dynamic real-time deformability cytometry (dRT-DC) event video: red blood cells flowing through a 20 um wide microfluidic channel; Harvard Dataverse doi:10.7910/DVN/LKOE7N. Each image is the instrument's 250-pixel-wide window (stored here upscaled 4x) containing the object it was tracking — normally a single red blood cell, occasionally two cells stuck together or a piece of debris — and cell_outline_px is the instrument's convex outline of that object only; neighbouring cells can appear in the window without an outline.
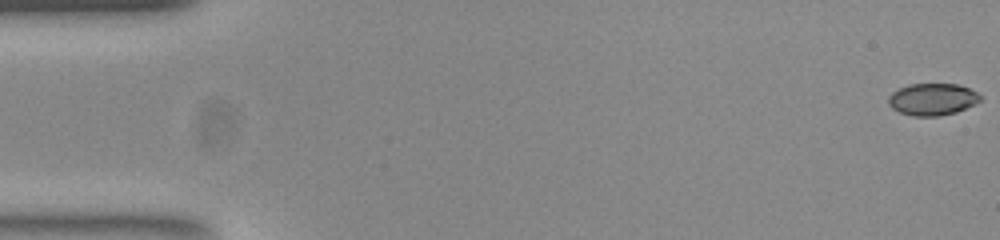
{"species": "common noctule bat (a hibernating species)", "species_latin": "Nyctalus noctula", "temperature_condition": "room temperature", "stored_images_in_passage": 53, "camera_frame_rate_fps": 3000, "um_per_image_px": 0.085, "animal": {"sex": "female", "body_mass_g": 23.0, "forearm_length_mm": 53.4}, "frame": {"image": 1, "passage_image": 1, "time_ms": 0.0, "image_size_px": [1000, 240], "cell_outline_px": [[980, 100], [976, 104], [956, 112], [940, 116], [912, 116], [900, 112], [892, 108], [888, 104], [888, 96], [892, 92], [908, 84], [956, 84], [968, 88], [976, 92], [980, 96]], "centroid_in_image_um": [79.24, 8.44], "position_along_channel_um": 5.8, "area_um2": 17.11}}
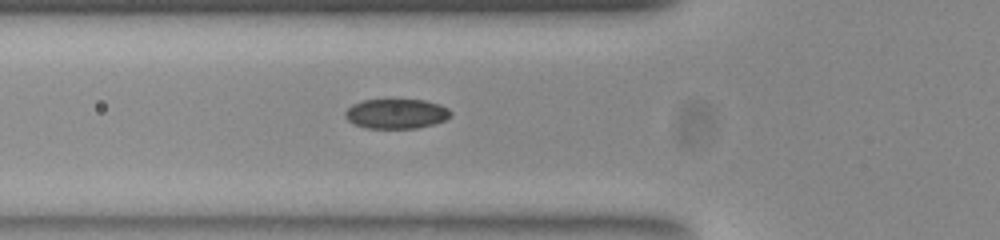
{"frame": {"image": 2, "passage_image": 19, "time_ms": 6.0, "image_size_px": [1000, 240], "cell_outline_px": [[452, 116], [444, 120], [432, 124], [416, 128], [368, 128], [356, 124], [348, 120], [344, 116], [344, 112], [352, 104], [364, 100], [424, 100], [440, 104], [448, 108], [452, 112]], "centroid_in_image_um": [33.7, 9.66], "position_along_channel_um": 92.1, "area_um2": 18.21}}
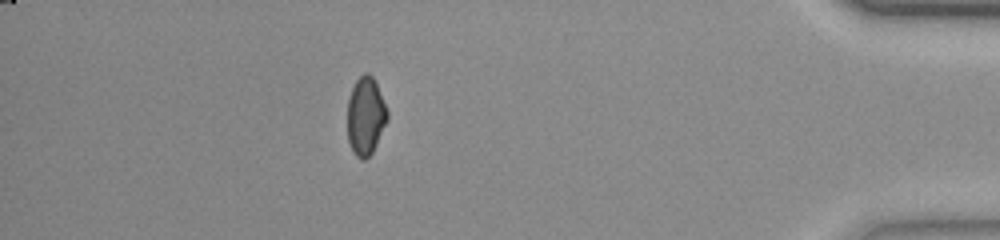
{"frame": {"image": 3, "passage_image": 47, "time_ms": 15.333, "image_size_px": [1000, 240], "cell_outline_px": [[388, 120], [372, 152], [364, 160], [360, 160], [352, 152], [348, 140], [348, 96], [356, 80], [364, 72], [368, 72], [372, 76], [376, 84], [388, 112]], "centroid_in_image_um": [31.06, 9.87], "position_along_channel_um": 404.1, "area_um2": 18.09}, "authors_computed_cell_mechanics": {"area_um2": 18.2648, "velocity_mm_per_s": 3.8806, "shape_relaxation_time_tau1_ms": 4.8407, "shape_relaxation_time_tau2_ms": 1.7343, "deformation_change_tau1": 0.1296, "deformation_change_tau2": 0.0472}}